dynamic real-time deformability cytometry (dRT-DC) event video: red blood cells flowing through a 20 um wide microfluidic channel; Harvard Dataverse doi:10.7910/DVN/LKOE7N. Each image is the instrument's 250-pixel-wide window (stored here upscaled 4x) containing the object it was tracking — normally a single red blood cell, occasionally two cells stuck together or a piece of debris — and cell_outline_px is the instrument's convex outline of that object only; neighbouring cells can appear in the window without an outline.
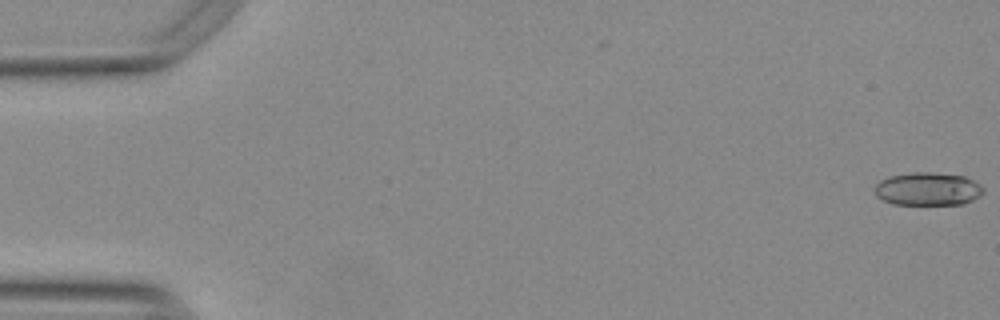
{"species": "Egyptian fruit bat (a non-hibernating species)", "species_latin": "Rousettus aegyptiacus", "temperature_condition": "warm", "stored_images_in_passage": 54, "camera_frame_rate_fps": 3000, "um_per_image_px": 0.085, "animal": {"sex": "female"}, "frame": {"image": 1, "passage_image": 1, "time_ms": 0.0, "image_size_px": [1000, 320], "cell_outline_px": [[984, 192], [980, 196], [972, 200], [960, 204], [892, 204], [876, 196], [872, 188], [880, 180], [888, 176], [912, 172], [932, 172], [964, 176], [980, 184], [984, 188]], "centroid_in_image_um": [78.83, 16.05], "position_along_channel_um": 6.2, "area_um2": 21.1}}
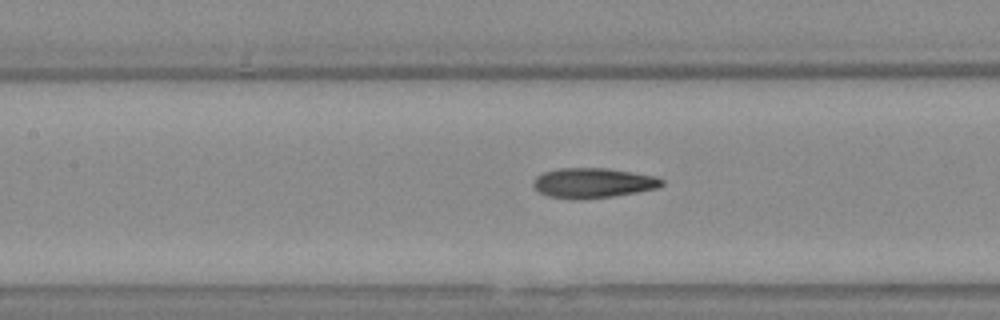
{"frame": {"image": 2, "passage_image": 25, "time_ms": 8.0, "image_size_px": [1000, 320], "cell_outline_px": [[664, 184], [656, 188], [636, 192], [612, 196], [580, 200], [576, 200], [548, 196], [540, 192], [532, 184], [536, 176], [544, 172], [556, 168], [608, 168], [656, 176], [664, 180]], "centroid_in_image_um": [50.4, 15.54], "position_along_channel_um": 157.0, "area_um2": 22.48}}
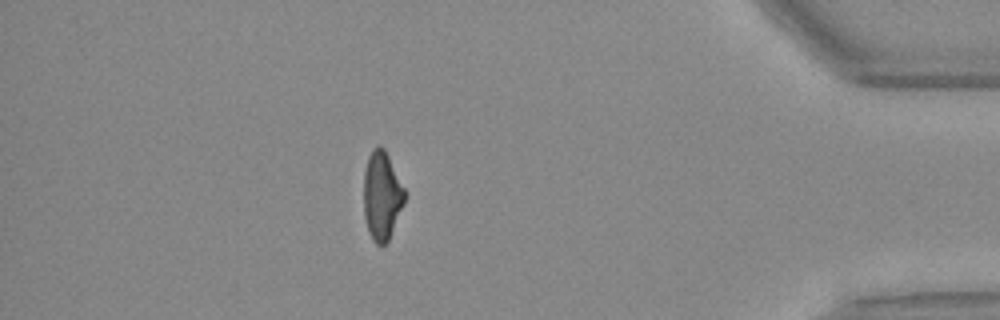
{"frame": {"image": 3, "passage_image": 48, "time_ms": 15.667, "image_size_px": [1000, 320], "cell_outline_px": [[404, 204], [388, 240], [384, 244], [376, 244], [372, 240], [364, 216], [364, 172], [368, 156], [372, 148], [380, 144], [384, 148], [404, 188]], "centroid_in_image_um": [32.44, 16.6], "position_along_channel_um": 402.8, "area_um2": 20.87}, "authors_computed_cell_mechanics": {"area_um2": 21.7328, "velocity_mm_per_s": 3.7855, "shape_relaxation_time_tau1_ms": 8.7607, "shape_relaxation_time_tau2_ms": 2.0397, "deformation_change_tau1": 0.2478, "deformation_change_tau2": 0.0953}}